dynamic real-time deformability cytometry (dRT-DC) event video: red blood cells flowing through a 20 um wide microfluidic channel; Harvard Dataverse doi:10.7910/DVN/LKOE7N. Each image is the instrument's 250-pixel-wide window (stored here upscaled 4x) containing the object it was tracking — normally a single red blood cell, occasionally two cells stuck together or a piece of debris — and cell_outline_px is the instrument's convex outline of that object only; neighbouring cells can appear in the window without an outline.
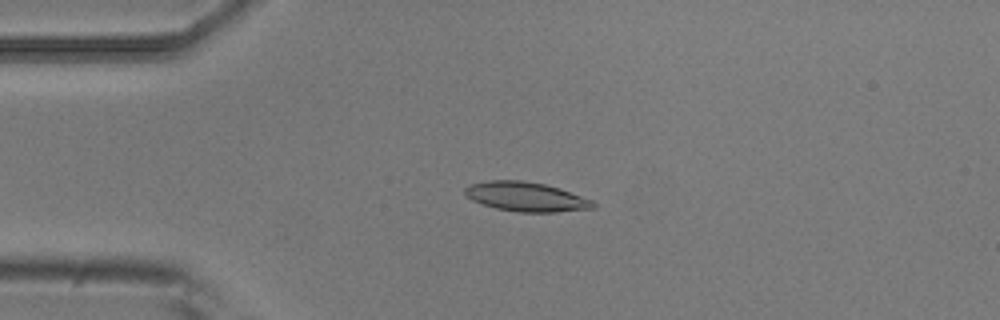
{"species": "common noctule bat (a hibernating species)", "species_latin": "Nyctalus noctula", "temperature_condition": "room temperature", "stored_images_in_passage": 4, "camera_frame_rate_fps": 3000, "um_per_image_px": 0.085, "animal": {"sex": "male", "body_mass_g": 20.5, "forearm_length_mm": 52.5}, "frame": {"image": 1, "passage_image": 3, "time_ms": 0.667, "image_size_px": [1000, 320], "cell_outline_px": [[596, 204], [592, 208], [556, 212], [520, 212], [496, 208], [472, 200], [464, 192], [464, 188], [472, 184], [488, 180], [520, 180], [544, 184], [560, 188], [592, 200]], "centroid_in_image_um": [44.72, 16.72], "position_along_channel_um": 40.3, "area_um2": 21.68}}